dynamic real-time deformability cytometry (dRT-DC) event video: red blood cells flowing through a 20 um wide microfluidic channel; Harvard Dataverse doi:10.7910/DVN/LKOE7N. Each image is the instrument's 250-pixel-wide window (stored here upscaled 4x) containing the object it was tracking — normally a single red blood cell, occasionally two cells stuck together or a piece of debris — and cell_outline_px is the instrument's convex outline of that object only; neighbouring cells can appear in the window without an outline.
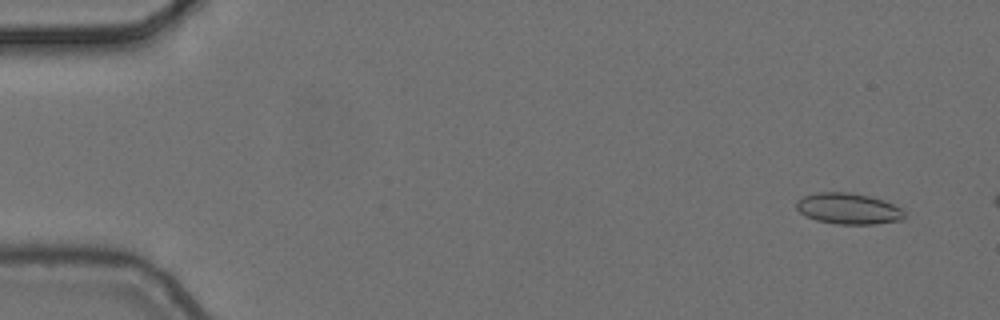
{"species": "common noctule bat (a hibernating species)", "species_latin": "Nyctalus noctula", "temperature_condition": "cold", "stored_images_in_passage": 2, "camera_frame_rate_fps": 3000, "um_per_image_px": 0.085, "animal": {"sex": "female", "body_mass_g": 24.6, "forearm_length_mm": 56.2}, "frame": {"image": 1, "passage_image": 1, "time_ms": 0.0, "image_size_px": [1000, 320], "cell_outline_px": [[904, 216], [900, 220], [872, 224], [836, 224], [816, 220], [800, 212], [796, 208], [796, 200], [804, 196], [816, 192], [848, 192], [868, 196], [884, 200], [900, 208], [904, 212]], "centroid_in_image_um": [72.07, 17.73], "position_along_channel_um": 12.9, "area_um2": 19.36}}